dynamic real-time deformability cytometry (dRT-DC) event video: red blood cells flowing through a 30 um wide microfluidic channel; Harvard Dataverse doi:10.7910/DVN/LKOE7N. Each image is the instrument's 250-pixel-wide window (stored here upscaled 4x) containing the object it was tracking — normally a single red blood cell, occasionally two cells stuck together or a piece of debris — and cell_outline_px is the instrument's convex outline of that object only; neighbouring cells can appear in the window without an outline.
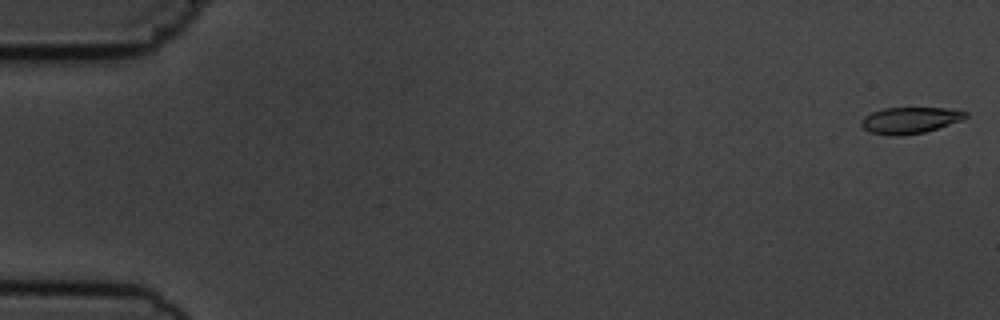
{"species": "common noctule bat (a hibernating species)", "species_latin": "Nyctalus noctula", "temperature_condition": "cold", "stored_images_in_passage": 7, "camera_frame_rate_fps": 3000, "um_per_image_px": 0.085, "animal": {"sex": "male", "body_mass_g": 19.5, "forearm_length_mm": 54.6}, "frame": {"image": 1, "passage_image": 1, "time_ms": 0.0, "image_size_px": [1000, 320], "cell_outline_px": [[968, 116], [960, 120], [924, 132], [900, 136], [896, 136], [868, 132], [860, 124], [860, 120], [864, 116], [872, 112], [884, 108], [944, 108], [968, 112]], "centroid_in_image_um": [77.29, 10.22], "position_along_channel_um": 7.7, "area_um2": 15.84}}
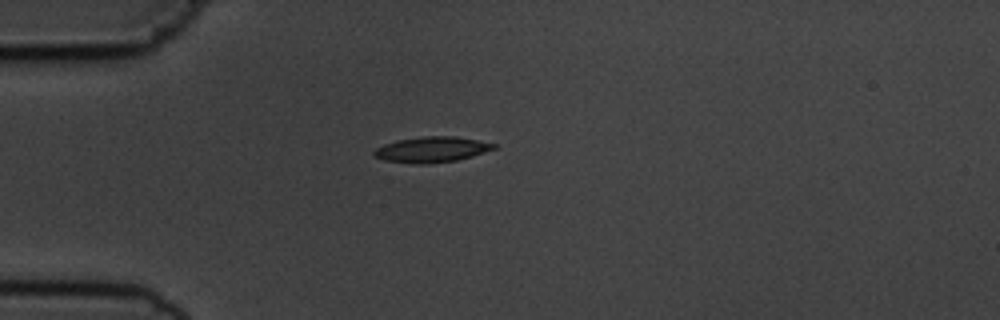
{"frame": {"image": 2, "passage_image": 5, "time_ms": 4.667, "image_size_px": [1000, 320], "cell_outline_px": [[496, 148], [472, 156], [456, 160], [428, 164], [416, 164], [384, 160], [372, 156], [372, 152], [376, 148], [384, 144], [396, 140], [424, 136], [456, 136], [496, 144]], "centroid_in_image_um": [36.65, 12.71], "position_along_channel_um": 48.4, "area_um2": 17.86}}
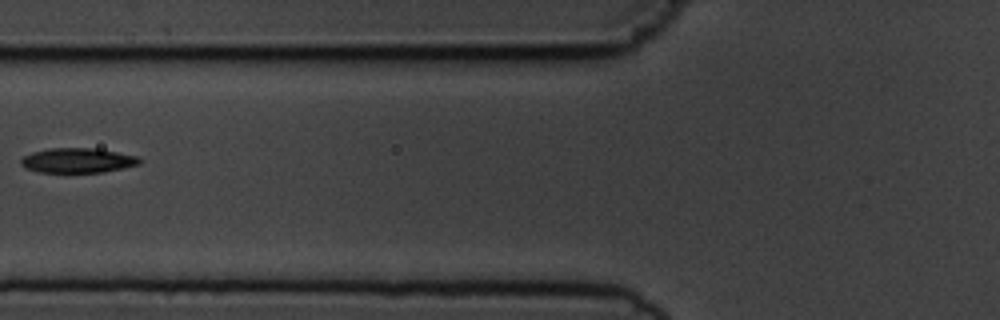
{"frame": {"image": 3, "passage_image": 7, "time_ms": 7.0, "image_size_px": [1000, 320], "cell_outline_px": [[144, 160], [140, 164], [104, 172], [40, 172], [24, 168], [20, 164], [20, 160], [24, 156], [32, 152], [48, 148], [96, 148], [136, 156]], "centroid_in_image_um": [6.59, 13.63], "position_along_channel_um": 119.2, "area_um2": 17.17}}